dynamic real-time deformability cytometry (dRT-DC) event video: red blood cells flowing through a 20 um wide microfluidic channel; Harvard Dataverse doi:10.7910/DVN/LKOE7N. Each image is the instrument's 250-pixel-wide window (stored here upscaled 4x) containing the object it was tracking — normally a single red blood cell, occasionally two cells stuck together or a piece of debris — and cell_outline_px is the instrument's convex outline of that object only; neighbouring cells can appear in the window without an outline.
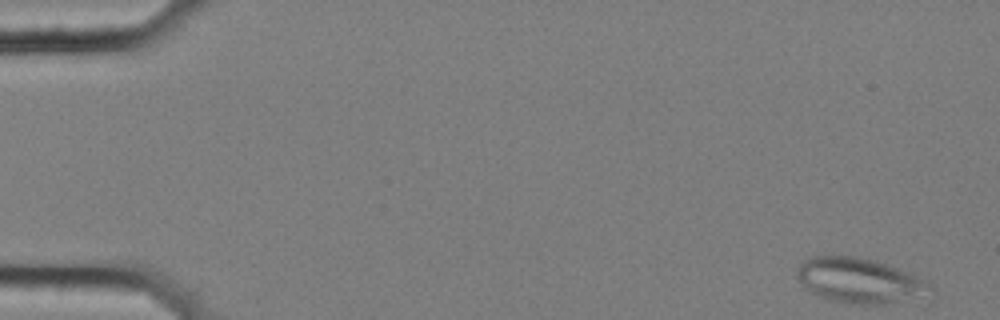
{"species": "common noctule bat (a hibernating species)", "species_latin": "Nyctalus noctula", "temperature_condition": "cold", "stored_images_in_passage": 18, "camera_frame_rate_fps": 3000, "um_per_image_px": 0.085, "animal": {"sex": "female", "body_mass_g": 25.1}, "frame": {"image": 1, "passage_image": 1, "time_ms": 0.0, "image_size_px": [1000, 320], "cell_outline_px": [[936, 292], [884, 304], [852, 304], [828, 300], [816, 296], [804, 288], [796, 276], [796, 268], [808, 256], [856, 256], [872, 260], [896, 268], [928, 280]], "centroid_in_image_um": [73.01, 23.85], "position_along_channel_um": 12.0, "area_um2": 35.08}}